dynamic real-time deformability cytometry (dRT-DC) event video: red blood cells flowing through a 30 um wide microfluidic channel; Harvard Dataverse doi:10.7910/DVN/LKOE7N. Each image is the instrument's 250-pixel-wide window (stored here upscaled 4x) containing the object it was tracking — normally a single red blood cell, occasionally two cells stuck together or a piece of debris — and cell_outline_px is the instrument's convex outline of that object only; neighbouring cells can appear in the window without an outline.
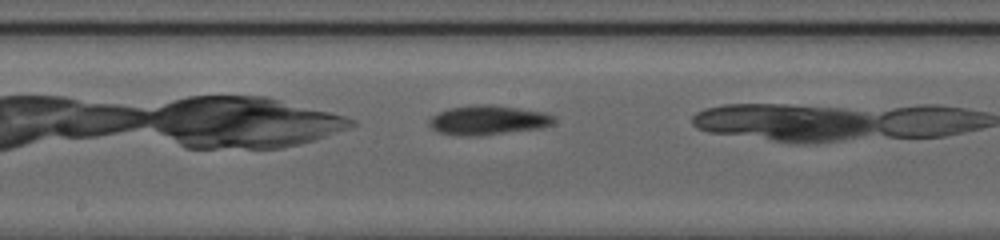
{"species": "common noctule bat (a hibernating species)", "species_latin": "Nyctalus noctula", "temperature_condition": "cold", "stored_images_in_passage": 14, "camera_frame_rate_fps": 3000, "um_per_image_px": 0.085, "animal": {"sex": "female", "body_mass_g": 20.0, "forearm_length_mm": 54.0}, "frame": {"image": 1, "passage_image": 12, "time_ms": 3.667, "image_size_px": [1000, 240], "cell_outline_px": [[556, 120], [552, 124], [544, 128], [480, 136], [456, 136], [436, 132], [428, 124], [428, 120], [432, 116], [448, 108], [476, 104], [488, 104], [544, 112], [556, 116]], "centroid_in_image_um": [41.48, 10.23], "position_along_channel_um": 206.7, "area_um2": 21.79}}